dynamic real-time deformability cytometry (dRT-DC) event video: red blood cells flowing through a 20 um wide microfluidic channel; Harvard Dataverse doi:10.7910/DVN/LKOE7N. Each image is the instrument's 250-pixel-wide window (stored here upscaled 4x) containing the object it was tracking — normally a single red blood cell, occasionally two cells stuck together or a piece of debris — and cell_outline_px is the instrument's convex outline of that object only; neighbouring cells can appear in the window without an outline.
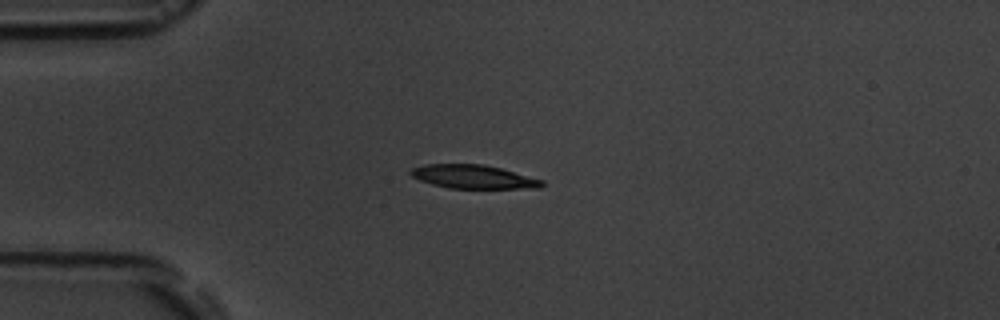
{"species": "common noctule bat (a hibernating species)", "species_latin": "Nyctalus noctula", "temperature_condition": "room temperature", "stored_images_in_passage": 4, "camera_frame_rate_fps": 3000, "um_per_image_px": 0.085, "animal": {"sex": "male", "body_mass_g": 19.5, "forearm_length_mm": 54.6}, "frame": {"image": 1, "passage_image": 2, "time_ms": 1.333, "image_size_px": [1000, 320], "cell_outline_px": [[544, 184], [540, 188], [448, 188], [432, 184], [420, 180], [412, 176], [408, 172], [412, 168], [424, 164], [484, 164], [500, 168], [544, 180]], "centroid_in_image_um": [40.23, 15.02], "position_along_channel_um": 44.8, "area_um2": 18.03}}
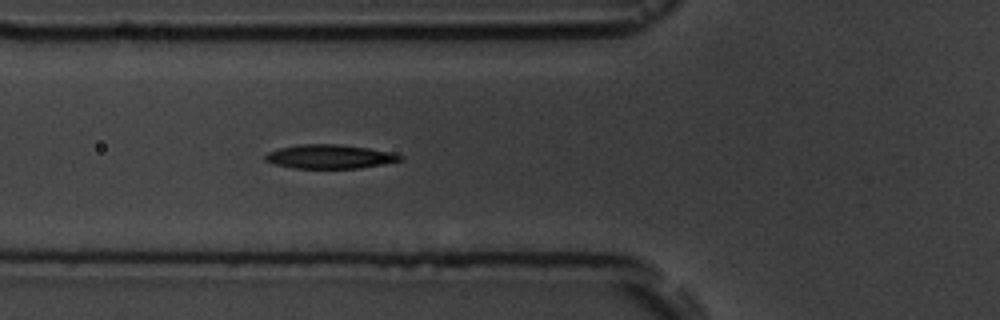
{"frame": {"image": 2, "passage_image": 4, "time_ms": 3.333, "image_size_px": [1000, 320], "cell_outline_px": [[404, 160], [384, 164], [360, 168], [296, 168], [272, 164], [264, 160], [264, 156], [268, 152], [280, 148], [300, 144], [340, 144], [368, 148], [392, 152], [404, 156]], "centroid_in_image_um": [28.05, 13.31], "position_along_channel_um": 97.8, "area_um2": 18.96}}